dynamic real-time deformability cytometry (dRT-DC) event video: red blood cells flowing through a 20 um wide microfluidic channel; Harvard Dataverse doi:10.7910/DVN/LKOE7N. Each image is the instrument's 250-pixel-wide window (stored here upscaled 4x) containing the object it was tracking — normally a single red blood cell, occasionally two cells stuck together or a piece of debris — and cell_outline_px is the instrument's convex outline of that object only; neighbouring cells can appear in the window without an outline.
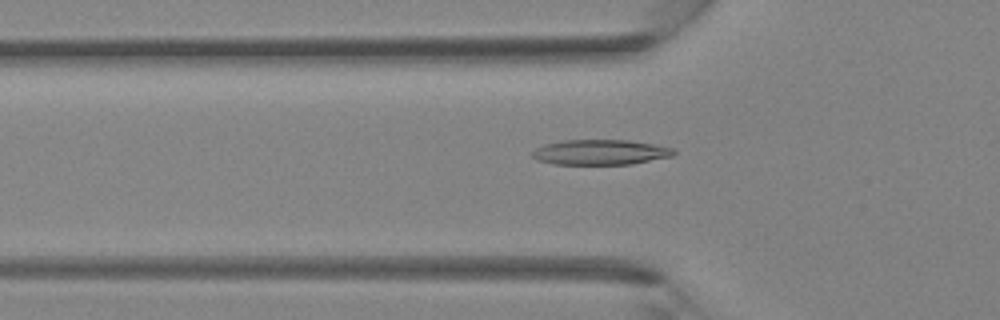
{"species": "Egyptian fruit bat (a non-hibernating species)", "species_latin": "Rousettus aegyptiacus", "temperature_condition": "room temperature", "stored_images_in_passage": 29, "camera_frame_rate_fps": 3000, "um_per_image_px": 0.085, "animal": {"sex": "female"}, "frame": {"image": 1, "passage_image": 3, "time_ms": 0.667, "image_size_px": [1000, 320], "cell_outline_px": [[676, 152], [672, 156], [632, 164], [552, 164], [536, 160], [532, 156], [532, 152], [536, 148], [544, 144], [564, 140], [628, 140], [676, 148]], "centroid_in_image_um": [51.03, 12.94], "position_along_channel_um": 74.8, "area_um2": 20.81}}
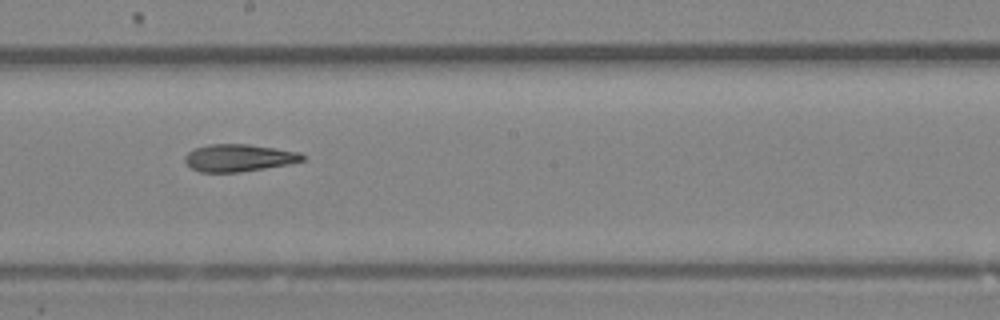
{"frame": {"image": 2, "passage_image": 12, "time_ms": 3.667, "image_size_px": [1000, 320], "cell_outline_px": [[304, 160], [288, 164], [240, 172], [200, 172], [192, 168], [184, 160], [184, 156], [188, 152], [196, 148], [208, 144], [248, 144], [300, 152], [304, 156]], "centroid_in_image_um": [20.28, 13.41], "position_along_channel_um": 227.9, "area_um2": 18.55}}
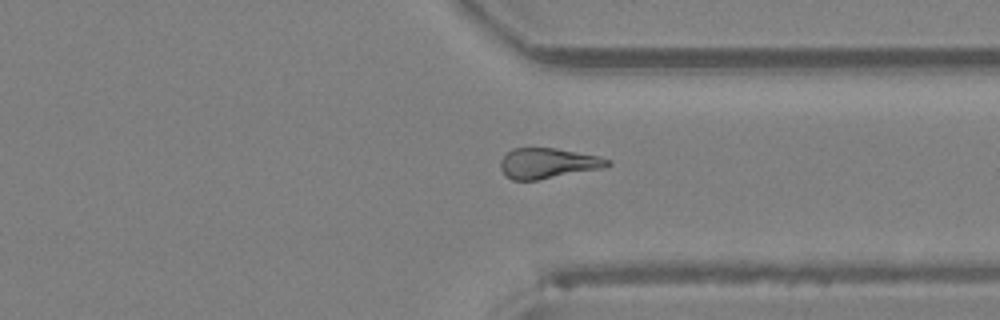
{"frame": {"image": 3, "passage_image": 20, "time_ms": 6.333, "image_size_px": [1000, 320], "cell_outline_px": [[612, 164], [604, 168], [536, 180], [512, 180], [504, 176], [500, 168], [500, 160], [512, 148], [556, 148], [600, 156], [608, 160]], "centroid_in_image_um": [46.55, 13.88], "position_along_channel_um": 364.8, "area_um2": 19.02}}